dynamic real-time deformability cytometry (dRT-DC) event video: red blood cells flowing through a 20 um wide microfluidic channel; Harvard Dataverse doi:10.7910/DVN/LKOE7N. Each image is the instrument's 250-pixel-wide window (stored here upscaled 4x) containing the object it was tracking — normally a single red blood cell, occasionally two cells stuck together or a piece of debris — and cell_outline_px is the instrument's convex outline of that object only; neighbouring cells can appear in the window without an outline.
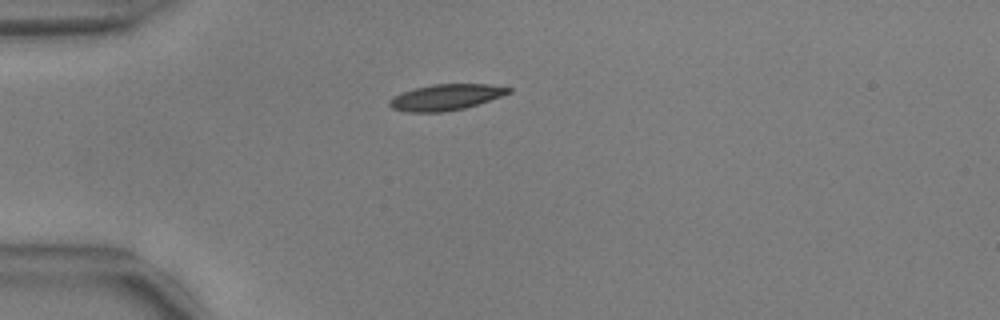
{"species": "common noctule bat (a hibernating species)", "species_latin": "Nyctalus noctula", "temperature_condition": "warm", "stored_images_in_passage": 40, "camera_frame_rate_fps": 3000, "um_per_image_px": 0.085, "animal": {"sex": "male", "body_mass_g": 17.9, "forearm_length_mm": 54.2}, "frame": {"image": 1, "passage_image": 1, "time_ms": 0.0, "image_size_px": [1000, 320], "cell_outline_px": [[512, 92], [464, 108], [444, 112], [404, 112], [392, 108], [388, 104], [388, 100], [404, 92], [416, 88], [432, 84], [488, 84], [512, 88]], "centroid_in_image_um": [37.88, 8.27], "position_along_channel_um": 47.1, "area_um2": 17.8}}
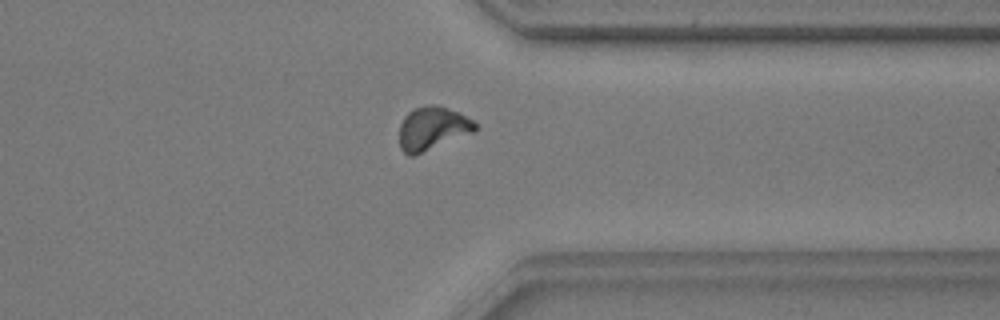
{"frame": {"image": 2, "passage_image": 29, "time_ms": 9.333, "image_size_px": [1000, 320], "cell_outline_px": [[476, 128], [472, 132], [412, 156], [408, 156], [400, 148], [400, 124], [404, 116], [412, 108], [432, 104], [436, 104], [456, 112], [472, 120], [476, 124]], "centroid_in_image_um": [36.69, 10.9], "position_along_channel_um": 374.7, "area_um2": 18.67}}
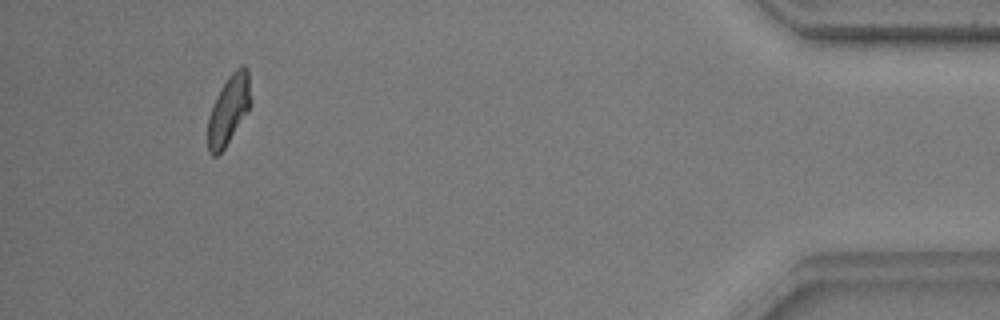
{"frame": {"image": 3, "passage_image": 37, "time_ms": 12.0, "image_size_px": [1000, 320], "cell_outline_px": [[252, 104], [248, 112], [224, 148], [216, 156], [212, 156], [208, 152], [208, 116], [212, 104], [216, 96], [228, 76], [240, 64], [244, 64], [248, 68]], "centroid_in_image_um": [19.46, 9.29], "position_along_channel_um": 415.7, "area_um2": 17.57}, "authors_computed_cell_mechanics": {"area_um2": 18.1781, "velocity_mm_per_s": 3.7471, "shape_relaxation_time_tau1_ms": 3.8858, "shape_relaxation_time_tau2_ms": 4.4353, "deformation_change_tau1": 0.1429, "deformation_change_tau2": 0.09}}